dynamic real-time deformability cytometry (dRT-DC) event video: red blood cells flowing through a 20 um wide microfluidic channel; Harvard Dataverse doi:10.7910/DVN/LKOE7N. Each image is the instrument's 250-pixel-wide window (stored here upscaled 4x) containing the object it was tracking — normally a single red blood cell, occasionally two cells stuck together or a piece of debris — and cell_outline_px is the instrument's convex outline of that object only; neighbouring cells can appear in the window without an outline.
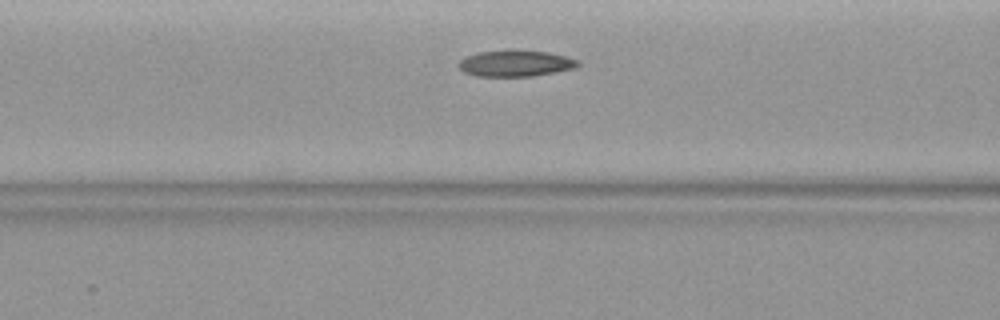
{"species": "common noctule bat (a hibernating species)", "species_latin": "Nyctalus noctula", "temperature_condition": "warm", "stored_images_in_passage": 27, "camera_frame_rate_fps": 3000, "um_per_image_px": 0.085, "animal": {"sex": "female", "body_mass_g": 19.9}, "frame": {"image": 1, "passage_image": 8, "time_ms": 2.333, "image_size_px": [1000, 320], "cell_outline_px": [[580, 64], [572, 68], [532, 76], [476, 76], [464, 72], [460, 68], [460, 60], [464, 56], [480, 52], [512, 48], [548, 52], [580, 60]], "centroid_in_image_um": [43.79, 5.35], "position_along_channel_um": 122.8, "area_um2": 18.38}}
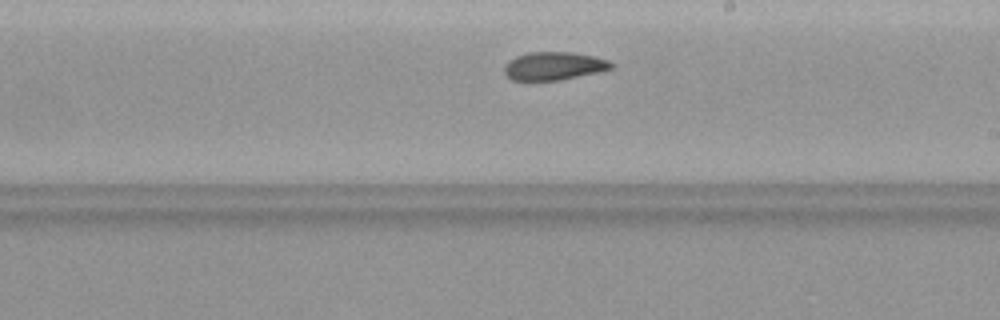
{"frame": {"image": 2, "passage_image": 16, "time_ms": 5.0, "image_size_px": [1000, 320], "cell_outline_px": [[616, 64], [612, 68], [600, 72], [560, 80], [512, 80], [504, 72], [504, 68], [508, 60], [516, 56], [528, 52], [572, 52], [592, 56], [608, 60]], "centroid_in_image_um": [47.1, 5.6], "position_along_channel_um": 241.9, "area_um2": 17.57}}